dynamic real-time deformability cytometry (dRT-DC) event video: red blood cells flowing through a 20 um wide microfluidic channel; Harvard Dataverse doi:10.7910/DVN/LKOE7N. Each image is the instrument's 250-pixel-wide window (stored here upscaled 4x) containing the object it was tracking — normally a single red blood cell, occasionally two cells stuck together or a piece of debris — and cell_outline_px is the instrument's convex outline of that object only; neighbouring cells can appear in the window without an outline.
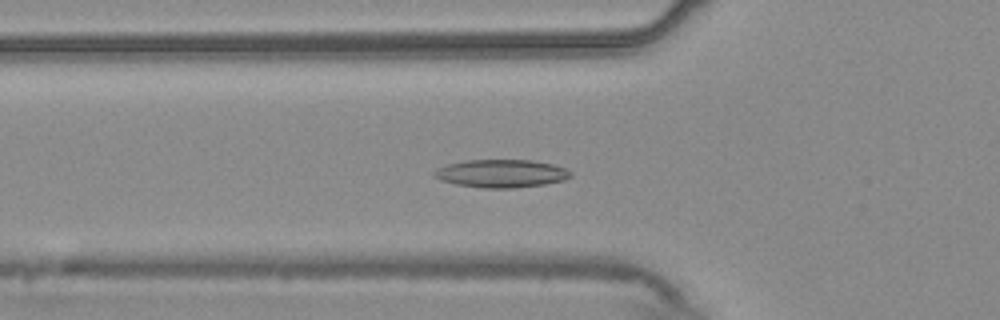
{"species": "common noctule bat (a hibernating species)", "species_latin": "Nyctalus noctula", "temperature_condition": "warm", "stored_images_in_passage": 56, "camera_frame_rate_fps": 3000, "um_per_image_px": 0.085, "animal": {"sex": "male", "body_mass_g": 20.4}, "frame": {"image": 1, "passage_image": 20, "time_ms": 6.333, "image_size_px": [1000, 320], "cell_outline_px": [[572, 176], [564, 180], [544, 184], [512, 188], [484, 188], [456, 184], [440, 180], [432, 176], [432, 172], [436, 168], [448, 164], [464, 160], [532, 160], [552, 164], [564, 168], [572, 172]], "centroid_in_image_um": [42.57, 14.74], "position_along_channel_um": 83.2, "area_um2": 22.31}}
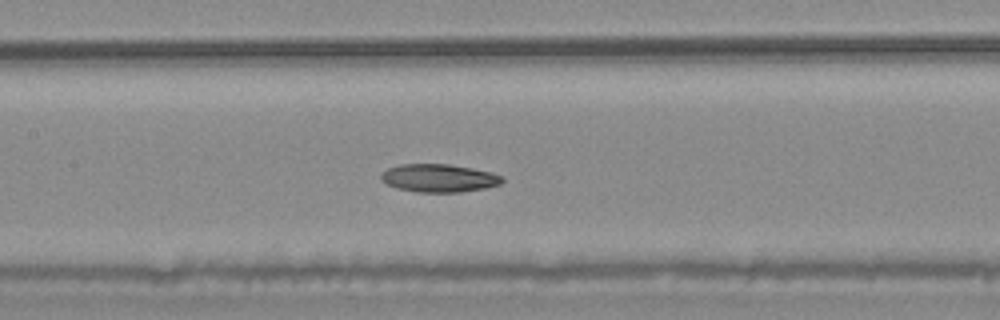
{"frame": {"image": 2, "passage_image": 27, "time_ms": 8.667, "image_size_px": [1000, 320], "cell_outline_px": [[504, 180], [500, 184], [484, 188], [460, 192], [416, 192], [396, 188], [380, 180], [380, 172], [388, 168], [400, 164], [448, 164], [472, 168], [492, 172], [504, 176]], "centroid_in_image_um": [37.29, 15.13], "position_along_channel_um": 170.1, "area_um2": 19.94}}
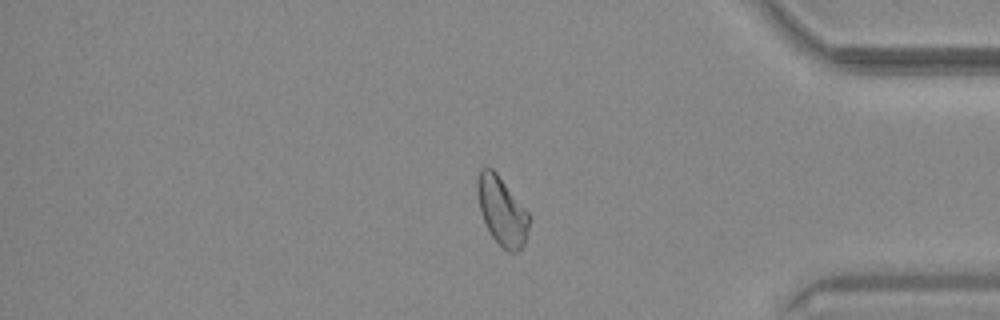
{"frame": {"image": 3, "passage_image": 47, "time_ms": 15.333, "image_size_px": [1000, 320], "cell_outline_px": [[528, 228], [524, 244], [516, 252], [508, 252], [492, 236], [480, 212], [476, 188], [476, 184], [480, 168], [492, 168], [496, 172], [528, 212]], "centroid_in_image_um": [42.64, 17.91], "position_along_channel_um": 392.6, "area_um2": 20.17}, "authors_computed_cell_mechanics": {"area_um2": 21.0681, "velocity_mm_per_s": 3.6939, "shape_relaxation_time_tau1_ms": null, "shape_relaxation_time_tau2_ms": 7.6957, "deformation_change_tau1": null, "deformation_change_tau2": 0.1358}}